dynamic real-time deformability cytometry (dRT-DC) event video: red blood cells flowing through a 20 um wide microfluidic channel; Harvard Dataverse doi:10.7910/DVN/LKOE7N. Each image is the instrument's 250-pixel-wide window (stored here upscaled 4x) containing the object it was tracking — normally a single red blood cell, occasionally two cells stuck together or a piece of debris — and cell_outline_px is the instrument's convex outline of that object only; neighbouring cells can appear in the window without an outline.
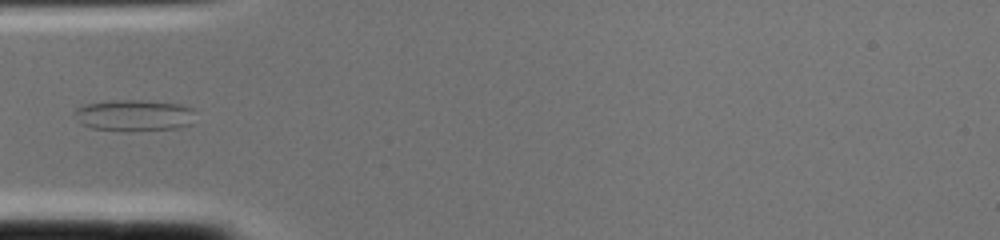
{"species": "common noctule bat (a hibernating species)", "species_latin": "Nyctalus noctula", "temperature_condition": "cold", "stored_images_in_passage": 2, "camera_frame_rate_fps": 3000, "um_per_image_px": 0.085, "animal": {"sex": "female", "body_mass_g": 22.0, "forearm_length_mm": 56.7}, "frame": {"image": 1, "passage_image": 2, "time_ms": 0.333, "image_size_px": [1000, 240], "cell_outline_px": [[196, 112], [192, 124], [180, 128], [92, 128], [80, 124], [72, 112], [76, 108], [84, 104], [112, 100], [136, 100], [184, 104], [192, 108]], "centroid_in_image_um": [11.42, 9.75], "position_along_channel_um": 73.6, "area_um2": 21.5}}